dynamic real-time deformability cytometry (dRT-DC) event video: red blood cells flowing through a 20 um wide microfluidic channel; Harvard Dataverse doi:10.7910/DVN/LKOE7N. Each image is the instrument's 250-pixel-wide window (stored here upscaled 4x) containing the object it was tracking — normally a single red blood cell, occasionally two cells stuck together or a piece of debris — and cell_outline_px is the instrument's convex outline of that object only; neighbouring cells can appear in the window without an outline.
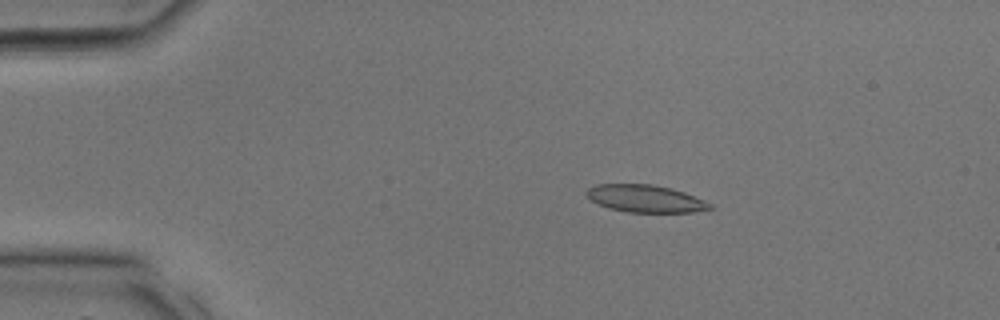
{"species": "common noctule bat (a hibernating species)", "species_latin": "Nyctalus noctula", "temperature_condition": "room temperature", "stored_images_in_passage": 9, "camera_frame_rate_fps": 3000, "um_per_image_px": 0.085, "animal": {"sex": "male", "body_mass_g": 17.9, "forearm_length_mm": 54.2}, "frame": {"image": 1, "passage_image": 3, "time_ms": 0.667, "image_size_px": [1000, 320], "cell_outline_px": [[712, 208], [692, 212], [628, 212], [608, 208], [592, 200], [584, 192], [588, 188], [596, 184], [652, 184], [672, 188], [684, 192], [704, 200], [712, 204]], "centroid_in_image_um": [54.85, 16.87], "position_along_channel_um": 30.2, "area_um2": 19.59}}
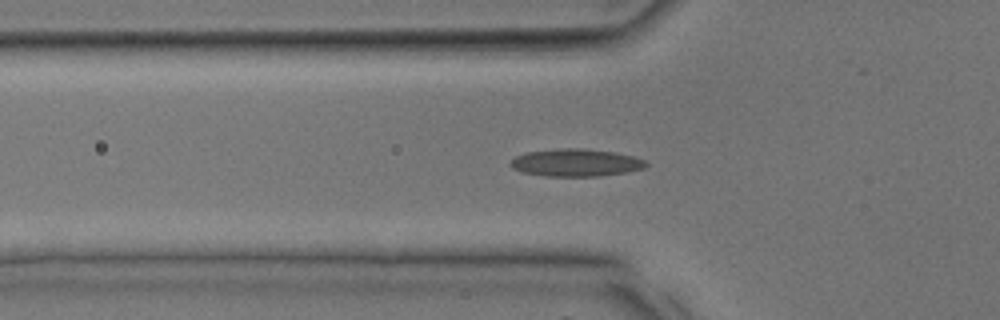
{"frame": {"image": 2, "passage_image": 8, "time_ms": 2.333, "image_size_px": [1000, 320], "cell_outline_px": [[648, 164], [644, 168], [624, 172], [600, 176], [544, 176], [524, 172], [512, 168], [508, 164], [516, 156], [524, 152], [560, 148], [584, 148], [616, 152], [632, 156], [644, 160]], "centroid_in_image_um": [48.92, 13.81], "position_along_channel_um": 76.9, "area_um2": 21.73}}